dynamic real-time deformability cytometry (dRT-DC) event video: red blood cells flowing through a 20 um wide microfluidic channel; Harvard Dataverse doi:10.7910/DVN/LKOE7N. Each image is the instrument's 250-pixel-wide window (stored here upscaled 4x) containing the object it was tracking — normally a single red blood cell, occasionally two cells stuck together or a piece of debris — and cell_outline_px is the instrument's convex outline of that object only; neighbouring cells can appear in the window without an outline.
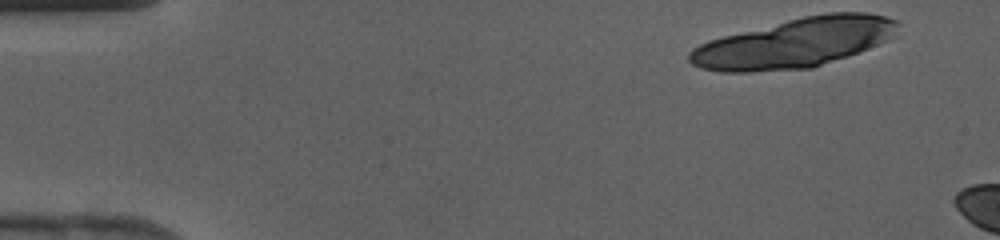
{"species": "human", "species_latin": "Homo sapiens", "temperature_condition": "cold", "stored_images_in_passage": 6, "camera_frame_rate_fps": 3000, "um_per_image_px": 0.085, "donor": {"sex": "female"}, "frame": {"image": 1, "passage_image": 1, "time_ms": 0.0, "image_size_px": [1000, 240], "cell_outline_px": [[900, 24], [896, 36], [888, 40], [856, 52], [812, 68], [748, 72], [720, 72], [700, 68], [692, 64], [688, 60], [688, 52], [692, 48], [708, 40], [804, 16], [828, 12], [868, 12], [900, 20]], "centroid_in_image_um": [67.56, 3.64], "position_along_channel_um": 17.4, "area_um2": 59.88}}